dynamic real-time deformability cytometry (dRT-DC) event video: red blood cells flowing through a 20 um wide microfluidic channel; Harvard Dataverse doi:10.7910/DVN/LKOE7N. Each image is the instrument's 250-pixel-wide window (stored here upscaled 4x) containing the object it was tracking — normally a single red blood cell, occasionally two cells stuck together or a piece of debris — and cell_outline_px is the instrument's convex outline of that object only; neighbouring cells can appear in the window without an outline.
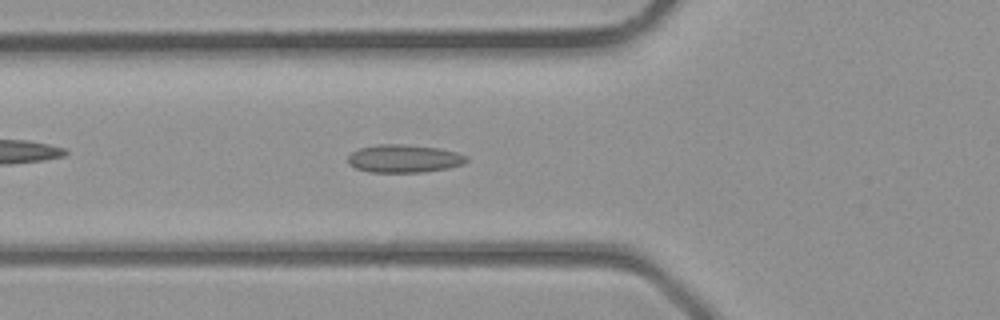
{"species": "common noctule bat (a hibernating species)", "species_latin": "Nyctalus noctula", "temperature_condition": "room temperature", "stored_images_in_passage": 36, "camera_frame_rate_fps": 3000, "um_per_image_px": 0.085, "animal": {"sex": "male", "body_mass_g": 23.1, "forearm_length_mm": 52.7}, "frame": {"image": 1, "passage_image": 12, "time_ms": 3.667, "image_size_px": [1000, 320], "cell_outline_px": [[468, 160], [464, 164], [448, 168], [420, 172], [368, 172], [356, 168], [348, 164], [348, 156], [352, 152], [360, 148], [376, 144], [400, 144], [440, 148], [456, 152], [468, 156]], "centroid_in_image_um": [34.34, 13.48], "position_along_channel_um": 91.5, "area_um2": 19.36}}
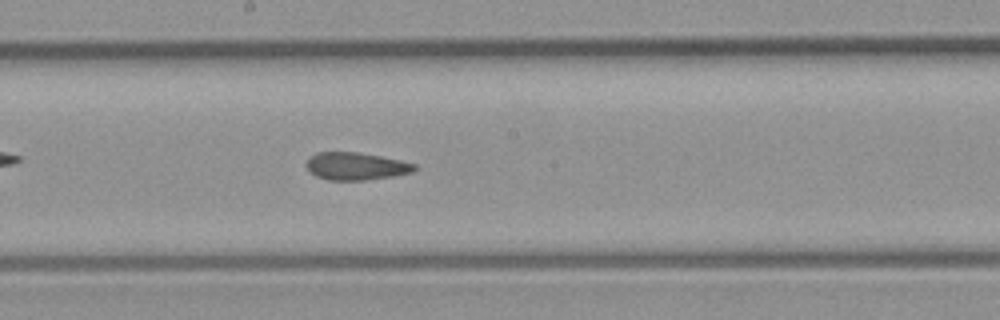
{"frame": {"image": 2, "passage_image": 19, "time_ms": 6.0, "image_size_px": [1000, 320], "cell_outline_px": [[416, 168], [412, 172], [392, 176], [364, 180], [328, 180], [316, 176], [308, 172], [304, 164], [308, 156], [316, 152], [360, 152], [400, 160], [416, 164]], "centroid_in_image_um": [30.17, 14.12], "position_along_channel_um": 218.0, "area_um2": 17.57}}
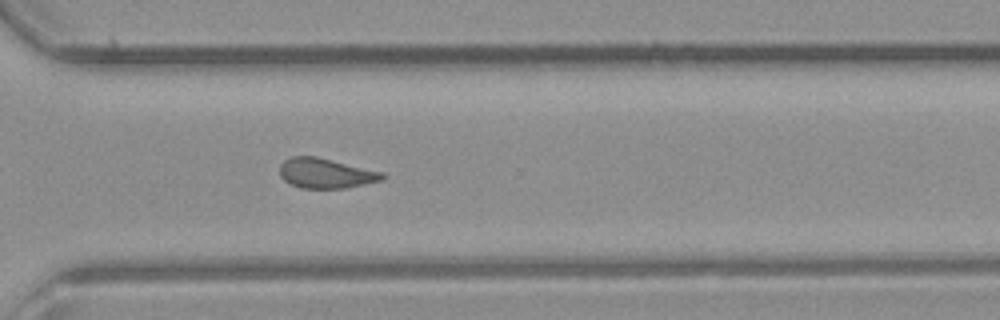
{"frame": {"image": 3, "passage_image": 26, "time_ms": 8.333, "image_size_px": [1000, 320], "cell_outline_px": [[384, 176], [380, 180], [348, 188], [300, 188], [284, 180], [280, 176], [280, 164], [284, 160], [292, 156], [316, 156], [384, 172]], "centroid_in_image_um": [27.67, 14.72], "position_along_channel_um": 342.9, "area_um2": 17.86}}